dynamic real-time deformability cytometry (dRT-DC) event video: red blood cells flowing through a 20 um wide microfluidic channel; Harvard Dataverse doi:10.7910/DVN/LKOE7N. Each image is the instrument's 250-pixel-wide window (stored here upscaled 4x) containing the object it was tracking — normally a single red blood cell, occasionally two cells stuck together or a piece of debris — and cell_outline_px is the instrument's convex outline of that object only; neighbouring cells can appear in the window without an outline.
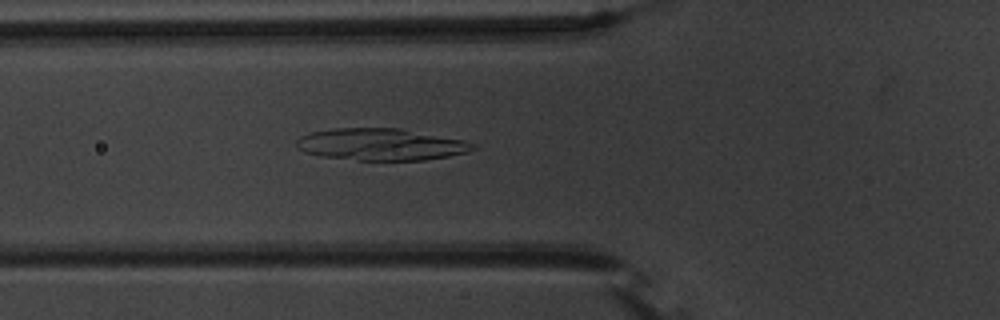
{"species": "common noctule bat (a hibernating species)", "species_latin": "Nyctalus noctula", "temperature_condition": "warm", "stored_images_in_passage": 55, "camera_frame_rate_fps": 3000, "um_per_image_px": 0.085, "animal": {"sex": "male", "body_mass_g": 20.1, "forearm_length_mm": 53.5}, "frame": {"image": 1, "passage_image": 21, "time_ms": 6.667, "image_size_px": [1000, 320], "cell_outline_px": [[476, 148], [468, 152], [448, 156], [424, 160], [360, 160], [320, 156], [304, 152], [296, 148], [296, 140], [300, 136], [308, 132], [336, 128], [400, 128], [464, 140], [476, 144]], "centroid_in_image_um": [32.35, 12.27], "position_along_channel_um": 93.4, "area_um2": 32.95}}
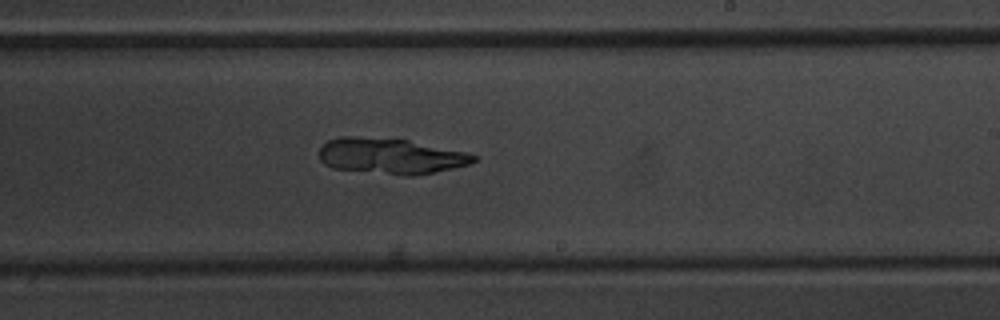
{"frame": {"image": 2, "passage_image": 34, "time_ms": 11.0, "image_size_px": [1000, 320], "cell_outline_px": [[480, 160], [468, 164], [452, 168], [412, 176], [400, 176], [332, 168], [324, 164], [320, 160], [320, 148], [328, 140], [340, 136], [356, 136], [408, 140], [468, 152], [480, 156]], "centroid_in_image_um": [33.23, 13.27], "position_along_channel_um": 255.8, "area_um2": 32.48}}
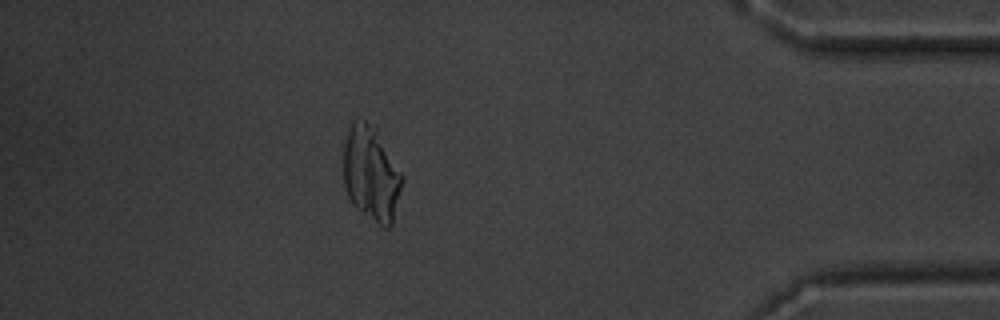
{"frame": {"image": 3, "passage_image": 49, "time_ms": 16.0, "image_size_px": [1000, 320], "cell_outline_px": [[404, 180], [392, 228], [384, 228], [356, 208], [348, 196], [344, 184], [344, 144], [352, 120], [364, 120], [376, 128], [404, 176]], "centroid_in_image_um": [31.58, 14.8], "position_along_channel_um": 403.6, "area_um2": 32.6}}